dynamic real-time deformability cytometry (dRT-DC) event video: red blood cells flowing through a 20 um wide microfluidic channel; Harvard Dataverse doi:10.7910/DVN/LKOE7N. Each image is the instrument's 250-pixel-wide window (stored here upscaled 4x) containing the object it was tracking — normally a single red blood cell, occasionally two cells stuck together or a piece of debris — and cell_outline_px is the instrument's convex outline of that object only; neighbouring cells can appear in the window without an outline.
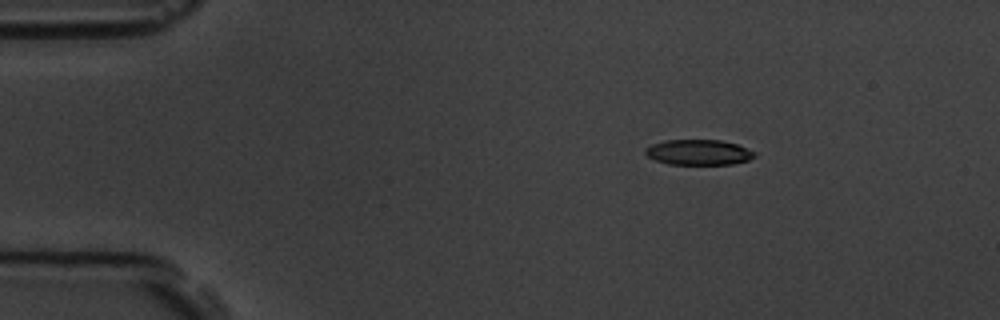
{"species": "common noctule bat (a hibernating species)", "species_latin": "Nyctalus noctula", "temperature_condition": "room temperature", "stored_images_in_passage": 5, "camera_frame_rate_fps": 3000, "um_per_image_px": 0.085, "animal": {"sex": "male", "body_mass_g": 19.5, "forearm_length_mm": 54.6}, "frame": {"image": 1, "passage_image": 3, "time_ms": 2.333, "image_size_px": [1000, 320], "cell_outline_px": [[756, 156], [748, 160], [732, 164], [668, 164], [656, 160], [648, 156], [644, 152], [644, 148], [652, 144], [664, 140], [720, 140], [736, 144], [756, 152]], "centroid_in_image_um": [59.37, 12.94], "position_along_channel_um": 25.6, "area_um2": 16.13}}